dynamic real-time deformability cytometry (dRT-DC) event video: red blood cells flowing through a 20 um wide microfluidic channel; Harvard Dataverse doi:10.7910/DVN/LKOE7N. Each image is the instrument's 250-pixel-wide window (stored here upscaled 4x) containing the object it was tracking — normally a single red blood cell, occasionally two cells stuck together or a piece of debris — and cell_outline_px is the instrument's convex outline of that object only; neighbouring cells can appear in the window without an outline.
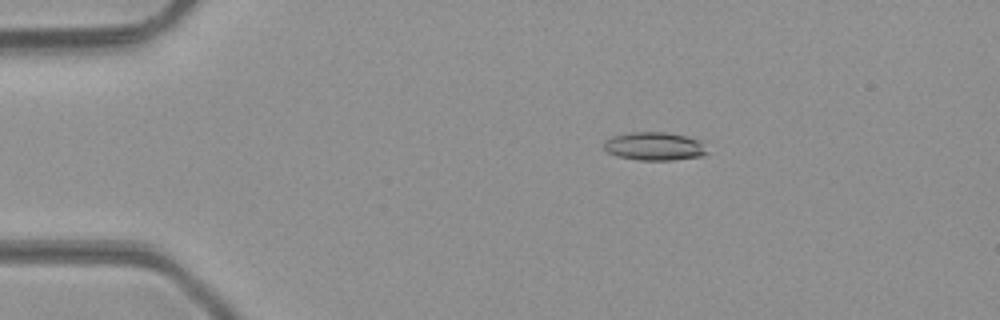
{"species": "common noctule bat (a hibernating species)", "species_latin": "Nyctalus noctula", "temperature_condition": "room temperature", "stored_images_in_passage": 48, "camera_frame_rate_fps": 3000, "um_per_image_px": 0.085, "animal": {"sex": "male", "body_mass_g": 23.1, "forearm_length_mm": 52.7}, "frame": {"image": 1, "passage_image": 9, "time_ms": 2.667, "image_size_px": [1000, 320], "cell_outline_px": [[708, 152], [704, 156], [672, 160], [640, 160], [620, 156], [608, 152], [604, 148], [604, 140], [612, 136], [632, 132], [664, 132], [688, 136], [700, 140]], "centroid_in_image_um": [55.66, 12.43], "position_along_channel_um": 29.3, "area_um2": 16.99}}
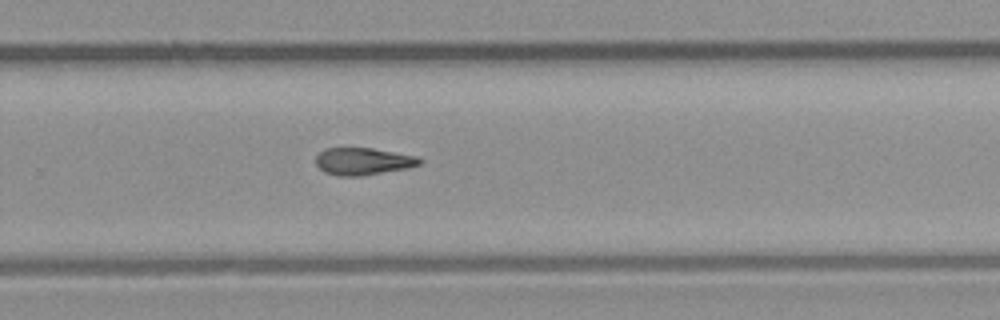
{"frame": {"image": 2, "passage_image": 32, "time_ms": 10.333, "image_size_px": [1000, 320], "cell_outline_px": [[424, 160], [420, 164], [408, 168], [360, 176], [340, 176], [324, 172], [316, 164], [316, 156], [324, 148], [372, 148], [416, 156]], "centroid_in_image_um": [30.86, 13.71], "position_along_channel_um": 298.9, "area_um2": 16.42}}
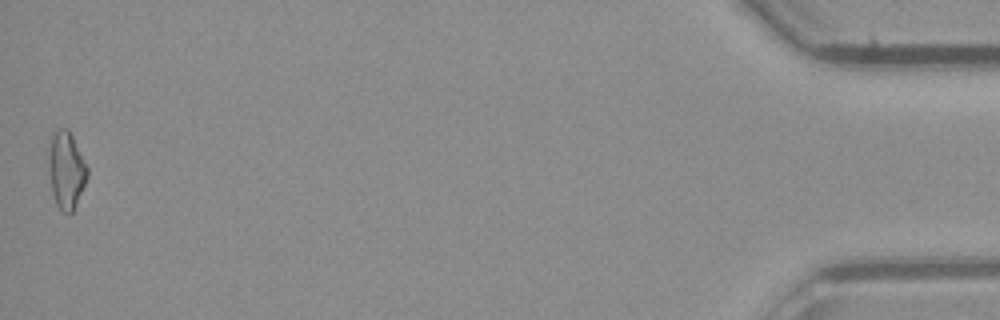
{"frame": {"image": 3, "passage_image": 48, "time_ms": 15.667, "image_size_px": [1000, 320], "cell_outline_px": [[88, 176], [72, 212], [68, 216], [60, 212], [56, 204], [52, 192], [48, 168], [48, 156], [52, 136], [60, 128], [68, 128], [88, 168]], "centroid_in_image_um": [5.62, 14.51], "position_along_channel_um": 429.6, "area_um2": 17.28}, "authors_computed_cell_mechanics": {"area_um2": 16.8776, "velocity_mm_per_s": 4.3047, "shape_relaxation_time_tau1_ms": null, "shape_relaxation_time_tau2_ms": 10.2376, "deformation_change_tau1": null, "deformation_change_tau2": 0.2623}}